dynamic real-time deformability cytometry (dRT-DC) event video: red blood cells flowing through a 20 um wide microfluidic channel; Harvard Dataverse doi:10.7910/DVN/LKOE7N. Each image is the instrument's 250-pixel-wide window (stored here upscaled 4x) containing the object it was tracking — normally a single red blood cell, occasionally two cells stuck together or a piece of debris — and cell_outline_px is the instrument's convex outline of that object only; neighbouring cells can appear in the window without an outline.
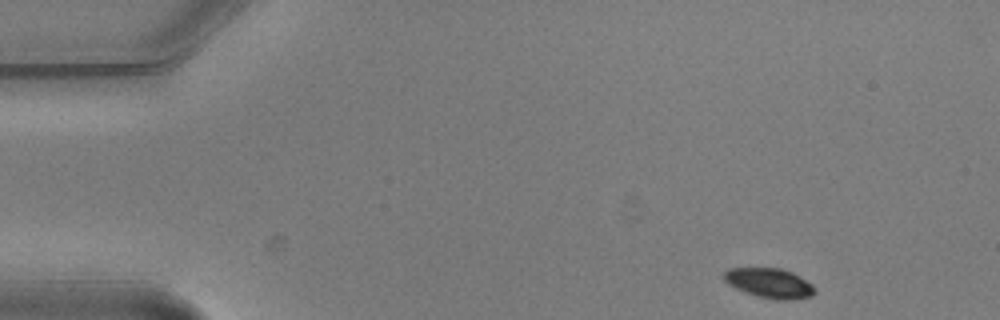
{"species": "common noctule bat (a hibernating species)", "species_latin": "Nyctalus noctula", "temperature_condition": "warm", "stored_images_in_passage": 4, "segment_of_instrument_passage": [1, 2], "camera_frame_rate_fps": 3000, "um_per_image_px": 0.085, "animal": {"sex": "male", "body_mass_g": 20.5, "forearm_length_mm": 52.5}, "frame": {"image": 1, "passage_image": 1, "time_ms": 0.0, "image_size_px": [1000, 320], "cell_outline_px": [[816, 292], [812, 296], [788, 300], [776, 300], [760, 296], [736, 288], [728, 284], [724, 280], [724, 272], [728, 268], [780, 268], [792, 272], [812, 284], [816, 288]], "centroid_in_image_um": [65.43, 24.05], "position_along_channel_um": 19.6, "area_um2": 15.61}}
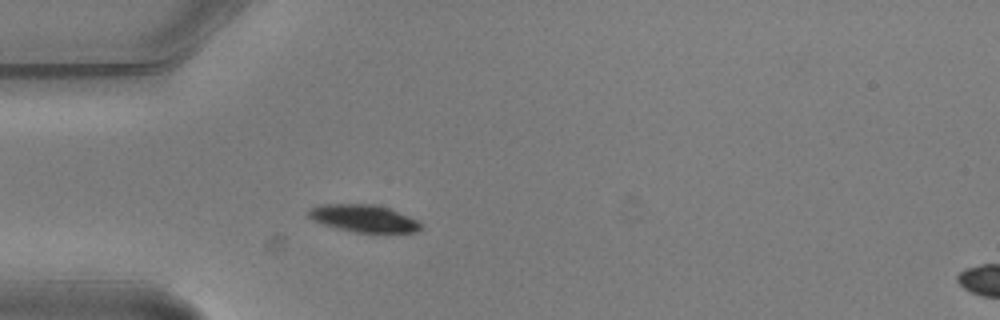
{"frame": {"image": 2, "passage_image": 3, "time_ms": 0.667, "image_size_px": [1000, 320], "cell_outline_px": [[420, 228], [416, 232], [372, 236], [336, 228], [312, 220], [308, 216], [308, 208], [320, 204], [372, 204], [388, 208], [408, 216], [416, 220], [420, 224]], "centroid_in_image_um": [30.91, 18.61], "position_along_channel_um": 54.1, "area_um2": 18.55}}